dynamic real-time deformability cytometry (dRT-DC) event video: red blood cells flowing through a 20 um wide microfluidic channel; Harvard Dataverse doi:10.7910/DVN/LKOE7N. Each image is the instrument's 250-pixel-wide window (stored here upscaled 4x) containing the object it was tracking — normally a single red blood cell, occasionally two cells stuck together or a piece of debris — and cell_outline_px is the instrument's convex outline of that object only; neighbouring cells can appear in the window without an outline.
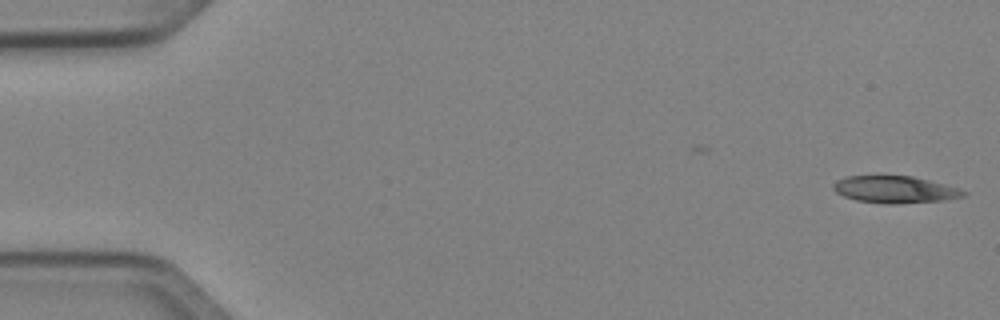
{"species": "Egyptian fruit bat (a non-hibernating species)", "species_latin": "Rousettus aegyptiacus", "temperature_condition": "cold", "stored_images_in_passage": 43, "camera_frame_rate_fps": 3000, "um_per_image_px": 0.085, "animal": {"sex": "female"}, "frame": {"image": 1, "passage_image": 1, "time_ms": 0.0, "image_size_px": [1000, 320], "cell_outline_px": [[968, 192], [964, 196], [944, 200], [896, 204], [884, 204], [856, 200], [844, 196], [836, 192], [832, 188], [832, 184], [848, 176], [912, 176], [944, 184]], "centroid_in_image_um": [76.06, 16.12], "position_along_channel_um": 8.9, "area_um2": 20.29}}
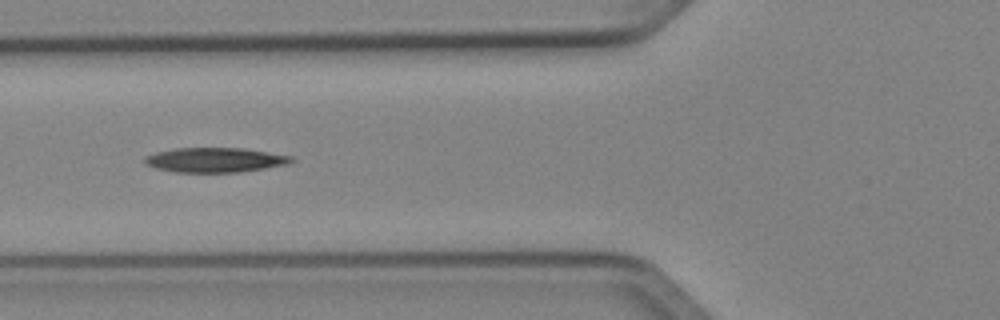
{"frame": {"image": 2, "passage_image": 19, "time_ms": 6.0, "image_size_px": [1000, 320], "cell_outline_px": [[296, 160], [292, 164], [240, 172], [176, 172], [156, 168], [144, 164], [144, 156], [156, 152], [176, 148], [244, 148], [292, 156]], "centroid_in_image_um": [18.32, 13.6], "position_along_channel_um": 107.5, "area_um2": 21.27}}
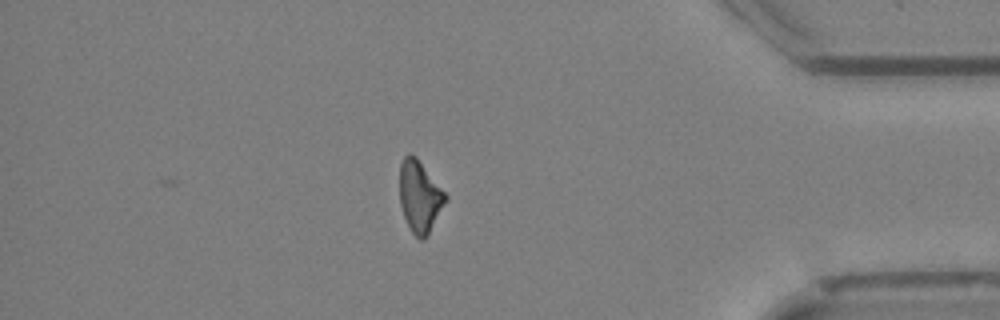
{"frame": {"image": 3, "passage_image": 43, "time_ms": 14.0, "image_size_px": [1000, 320], "cell_outline_px": [[448, 200], [428, 236], [424, 240], [420, 240], [412, 232], [404, 216], [400, 204], [400, 164], [404, 156], [408, 152], [412, 152], [416, 156], [448, 196]], "centroid_in_image_um": [35.69, 16.7], "position_along_channel_um": 399.5, "area_um2": 19.36}, "authors_computed_cell_mechanics": {"area_um2": 20.6346, "velocity_mm_per_s": 4.0721, "shape_relaxation_time_tau1_ms": 6.5612, "shape_relaxation_time_tau2_ms": null, "deformation_change_tau1": 0.1516, "deformation_change_tau2": null}}